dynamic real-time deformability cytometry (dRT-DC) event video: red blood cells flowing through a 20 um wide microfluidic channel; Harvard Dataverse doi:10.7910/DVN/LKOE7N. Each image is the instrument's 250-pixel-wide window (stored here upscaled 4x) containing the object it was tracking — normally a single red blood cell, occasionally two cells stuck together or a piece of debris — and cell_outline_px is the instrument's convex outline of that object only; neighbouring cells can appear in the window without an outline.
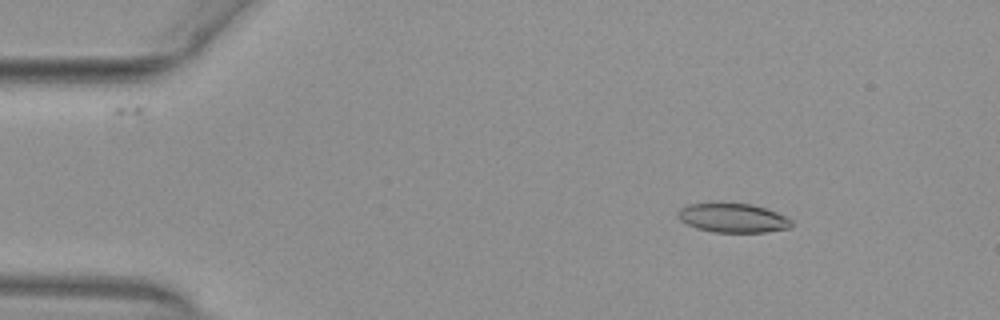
{"species": "common noctule bat (a hibernating species)", "species_latin": "Nyctalus noctula", "temperature_condition": "warm", "stored_images_in_passage": 50, "camera_frame_rate_fps": 3000, "um_per_image_px": 0.085, "animal": {"sex": "female", "body_mass_g": 29.2, "forearm_length_mm": 56.3}, "frame": {"image": 1, "passage_image": 5, "time_ms": 1.333, "image_size_px": [1000, 320], "cell_outline_px": [[792, 224], [788, 228], [768, 232], [712, 232], [696, 228], [680, 220], [676, 216], [676, 212], [680, 208], [688, 204], [712, 200], [720, 200], [752, 204], [776, 212], [792, 220]], "centroid_in_image_um": [62.2, 18.47], "position_along_channel_um": 22.8, "area_um2": 20.11}}
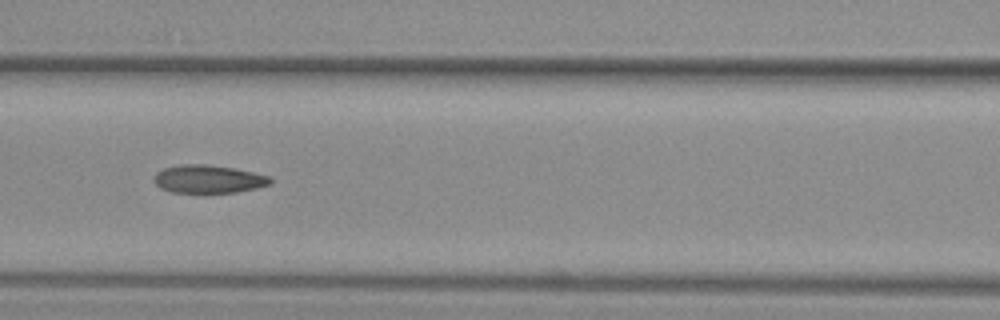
{"frame": {"image": 2, "passage_image": 21, "time_ms": 6.667, "image_size_px": [1000, 320], "cell_outline_px": [[272, 184], [256, 188], [236, 192], [204, 196], [172, 192], [160, 188], [152, 180], [152, 176], [156, 172], [164, 168], [180, 164], [204, 164], [232, 168], [272, 176]], "centroid_in_image_um": [17.68, 15.27], "position_along_channel_um": 148.9, "area_um2": 20.0}}
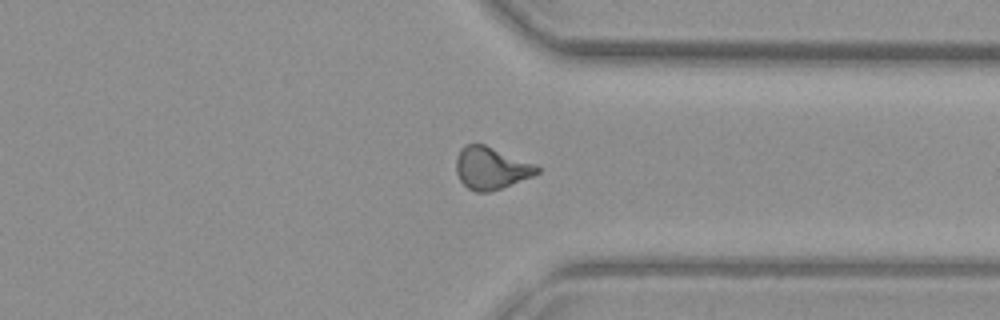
{"frame": {"image": 3, "passage_image": 38, "time_ms": 12.333, "image_size_px": [1000, 320], "cell_outline_px": [[540, 172], [532, 176], [500, 188], [488, 192], [476, 192], [468, 188], [460, 180], [456, 172], [456, 156], [460, 148], [464, 144], [484, 144], [536, 164], [540, 168]], "centroid_in_image_um": [41.72, 14.27], "position_along_channel_um": 369.7, "area_um2": 19.88}, "authors_computed_cell_mechanics": {"area_um2": 19.8254, "velocity_mm_per_s": 3.9213, "shape_relaxation_time_tau1_ms": null, "shape_relaxation_time_tau2_ms": 2.1615, "deformation_change_tau1": null, "deformation_change_tau2": 0.0811}}